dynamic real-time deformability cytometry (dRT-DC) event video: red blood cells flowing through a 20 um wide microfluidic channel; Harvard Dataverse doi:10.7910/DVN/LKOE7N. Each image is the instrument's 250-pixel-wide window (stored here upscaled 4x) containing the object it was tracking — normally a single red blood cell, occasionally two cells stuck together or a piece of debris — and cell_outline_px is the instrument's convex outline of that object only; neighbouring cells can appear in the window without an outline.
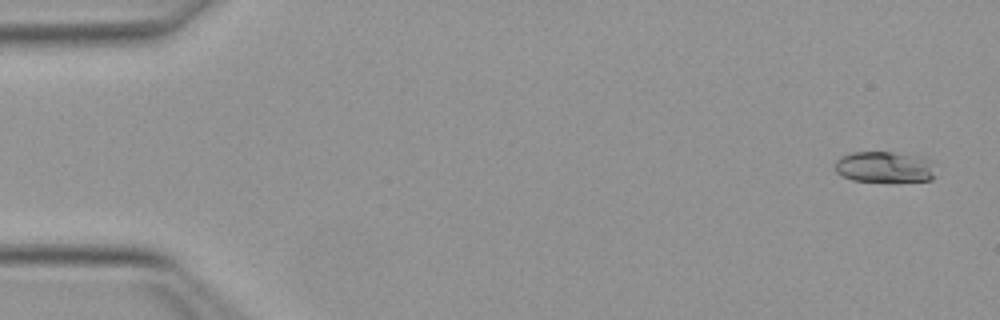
{"species": "Egyptian fruit bat (a non-hibernating species)", "species_latin": "Rousettus aegyptiacus", "temperature_condition": "warm", "stored_images_in_passage": 47, "camera_frame_rate_fps": 3000, "um_per_image_px": 0.085, "animal": {"sex": "female"}, "frame": {"image": 1, "passage_image": 1, "time_ms": 0.0, "image_size_px": [1000, 320], "cell_outline_px": [[936, 176], [932, 180], [852, 180], [836, 172], [836, 160], [840, 156], [852, 152], [892, 152], [928, 156], [932, 160]], "centroid_in_image_um": [75.25, 14.15], "position_along_channel_um": 9.7, "area_um2": 18.21}}
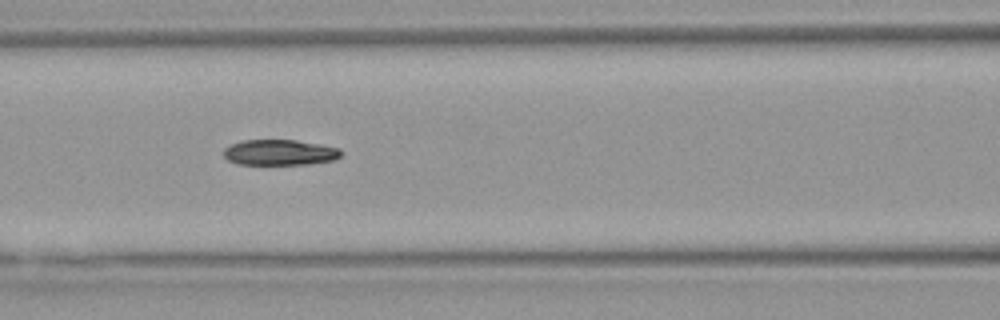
{"frame": {"image": 2, "passage_image": 21, "time_ms": 6.667, "image_size_px": [1000, 320], "cell_outline_px": [[344, 152], [336, 160], [308, 164], [240, 164], [228, 160], [224, 156], [224, 148], [240, 140], [296, 140], [320, 144], [340, 148]], "centroid_in_image_um": [23.82, 12.95], "position_along_channel_um": 142.8, "area_um2": 17.63}}
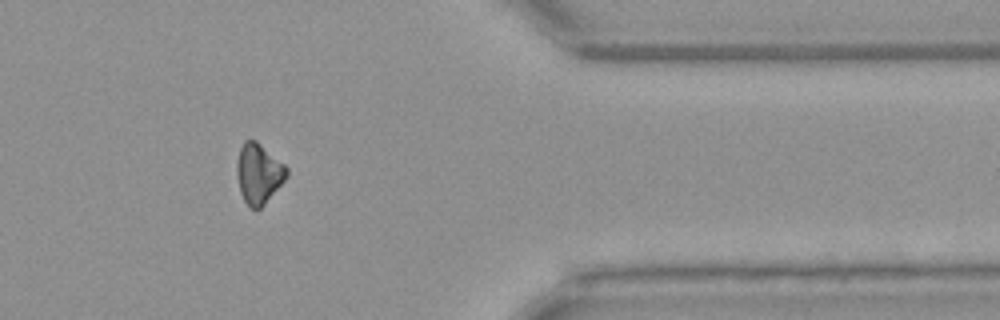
{"frame": {"image": 3, "passage_image": 41, "time_ms": 13.333, "image_size_px": [1000, 320], "cell_outline_px": [[288, 176], [264, 204], [260, 208], [252, 208], [244, 200], [240, 192], [236, 176], [236, 160], [240, 148], [244, 140], [256, 140], [284, 164], [288, 168]], "centroid_in_image_um": [21.96, 14.73], "position_along_channel_um": 389.4, "area_um2": 17.4}, "authors_computed_cell_mechanics": {"area_um2": 18.2648, "velocity_mm_per_s": 4.0165, "shape_relaxation_time_tau1_ms": 6.7306, "shape_relaxation_time_tau2_ms": null, "deformation_change_tau1": 0.1841, "deformation_change_tau2": null}}